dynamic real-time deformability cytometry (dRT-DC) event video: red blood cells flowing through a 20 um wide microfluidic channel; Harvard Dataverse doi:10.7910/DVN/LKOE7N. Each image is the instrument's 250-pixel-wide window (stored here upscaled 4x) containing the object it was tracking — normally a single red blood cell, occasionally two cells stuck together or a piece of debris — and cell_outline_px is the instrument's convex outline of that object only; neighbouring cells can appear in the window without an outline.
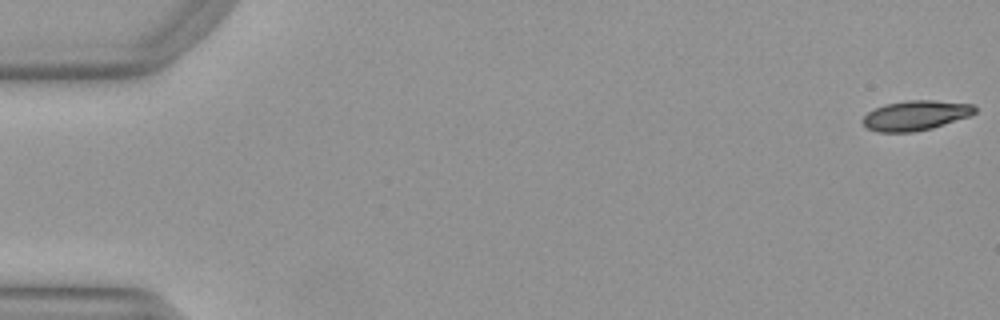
{"species": "Egyptian fruit bat (a non-hibernating species)", "species_latin": "Rousettus aegyptiacus", "temperature_condition": "warm", "stored_images_in_passage": 52, "camera_frame_rate_fps": 3000, "um_per_image_px": 0.085, "animal": {"sex": "female"}, "frame": {"image": 1, "passage_image": 1, "time_ms": 0.0, "image_size_px": [1000, 320], "cell_outline_px": [[976, 112], [972, 116], [932, 128], [916, 132], [876, 132], [868, 128], [860, 120], [868, 112], [884, 104], [908, 100], [932, 100], [972, 104], [976, 108]], "centroid_in_image_um": [77.84, 9.82], "position_along_channel_um": 7.2, "area_um2": 19.65}}
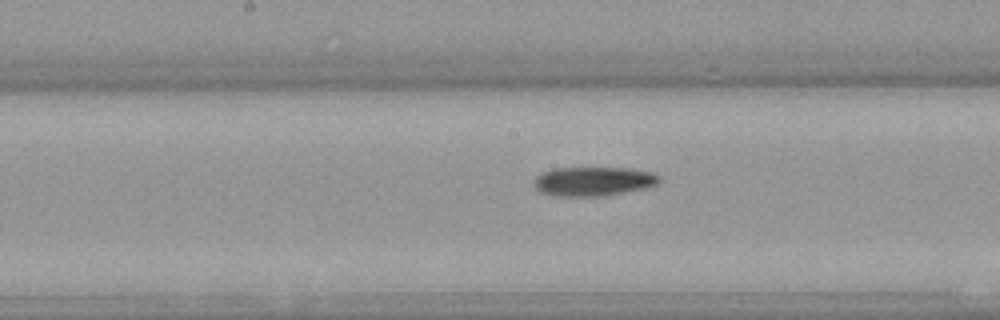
{"frame": {"image": 2, "passage_image": 27, "time_ms": 8.667, "image_size_px": [1000, 320], "cell_outline_px": [[660, 180], [656, 184], [644, 188], [604, 196], [556, 196], [540, 192], [532, 184], [532, 180], [536, 176], [552, 168], [632, 168], [652, 172], [660, 176]], "centroid_in_image_um": [50.4, 15.41], "position_along_channel_um": 197.8, "area_um2": 21.39}}
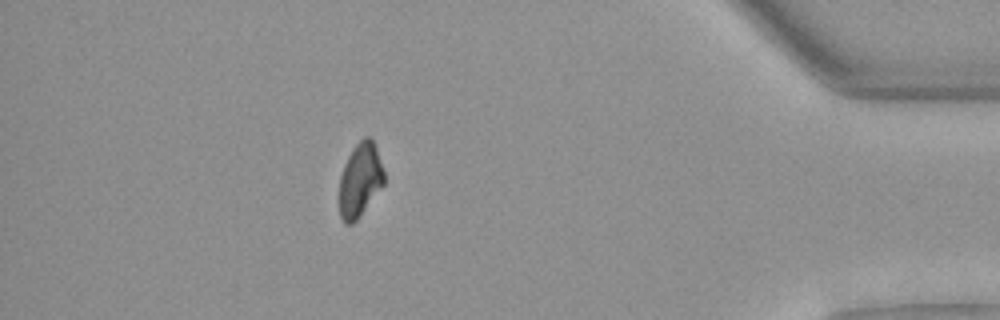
{"frame": {"image": 3, "passage_image": 46, "time_ms": 15.0, "image_size_px": [1000, 320], "cell_outline_px": [[384, 184], [356, 220], [352, 224], [344, 224], [340, 216], [340, 176], [344, 164], [352, 148], [364, 136], [372, 136], [384, 168]], "centroid_in_image_um": [30.62, 15.25], "position_along_channel_um": 404.6, "area_um2": 19.31}, "authors_computed_cell_mechanics": {"area_um2": 20.4901, "velocity_mm_per_s": 3.9978, "shape_relaxation_time_tau1_ms": 6.1779, "shape_relaxation_time_tau2_ms": null, "deformation_change_tau1": 0.1689, "deformation_change_tau2": null}}